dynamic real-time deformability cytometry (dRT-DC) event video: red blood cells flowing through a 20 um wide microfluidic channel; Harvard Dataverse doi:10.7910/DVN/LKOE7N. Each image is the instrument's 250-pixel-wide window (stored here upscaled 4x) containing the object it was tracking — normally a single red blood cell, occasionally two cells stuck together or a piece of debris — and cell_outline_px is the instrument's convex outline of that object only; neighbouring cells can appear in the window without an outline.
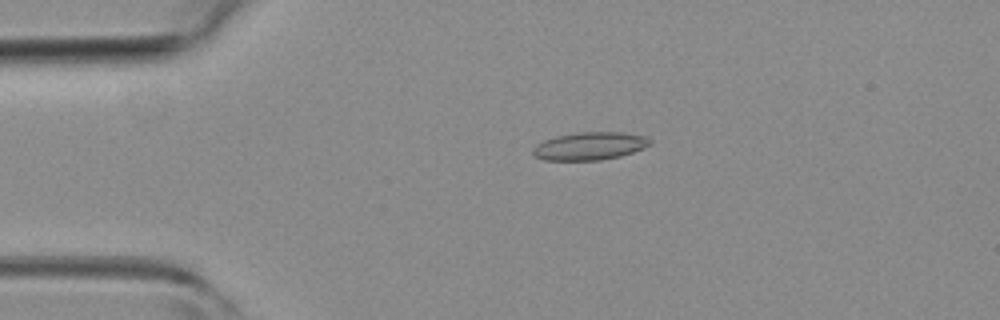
{"species": "common noctule bat (a hibernating species)", "species_latin": "Nyctalus noctula", "temperature_condition": "room temperature", "stored_images_in_passage": 4, "camera_frame_rate_fps": 3000, "um_per_image_px": 0.085, "animal": {"sex": "female", "body_mass_g": 19.3, "forearm_length_mm": 54.1}, "frame": {"image": 1, "passage_image": 3, "time_ms": 2.333, "image_size_px": [1000, 320], "cell_outline_px": [[652, 144], [644, 148], [620, 156], [600, 160], [544, 160], [532, 156], [532, 148], [536, 144], [544, 140], [556, 136], [576, 132], [620, 132], [644, 136], [652, 140]], "centroid_in_image_um": [50.1, 12.41], "position_along_channel_um": 34.9, "area_um2": 19.13}}